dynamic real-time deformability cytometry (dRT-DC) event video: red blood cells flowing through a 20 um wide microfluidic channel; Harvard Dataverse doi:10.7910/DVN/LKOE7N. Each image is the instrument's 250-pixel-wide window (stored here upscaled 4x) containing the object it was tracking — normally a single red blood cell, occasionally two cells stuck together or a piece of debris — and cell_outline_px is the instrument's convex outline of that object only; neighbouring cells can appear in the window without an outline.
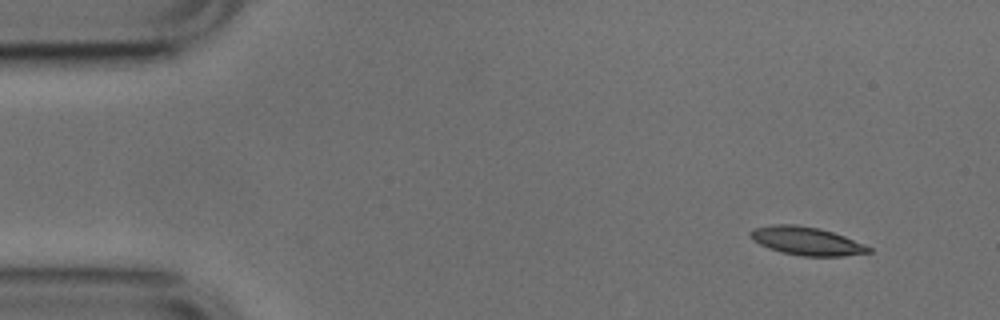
{"species": "common noctule bat (a hibernating species)", "species_latin": "Nyctalus noctula", "temperature_condition": "cold", "stored_images_in_passage": 4, "camera_frame_rate_fps": 3000, "um_per_image_px": 0.085, "animal": {"sex": "male", "body_mass_g": 17.9, "forearm_length_mm": 54.2}, "frame": {"image": 1, "passage_image": 2, "time_ms": 0.333, "image_size_px": [1000, 320], "cell_outline_px": [[872, 252], [840, 256], [804, 256], [780, 252], [768, 248], [752, 240], [748, 236], [748, 232], [752, 228], [772, 224], [796, 224], [820, 228], [844, 236], [864, 244], [872, 248]], "centroid_in_image_um": [68.5, 20.47], "position_along_channel_um": 16.5, "area_um2": 19.65}}
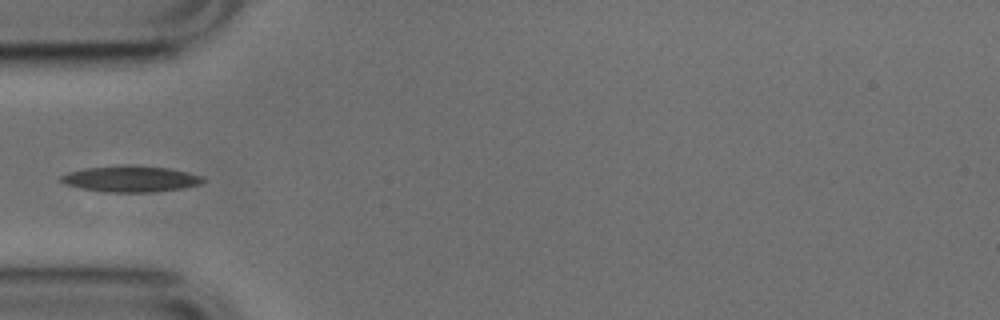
{"frame": {"image": 2, "passage_image": 4, "time_ms": 1.0, "image_size_px": [1000, 320], "cell_outline_px": [[208, 180], [200, 184], [184, 188], [152, 192], [104, 192], [80, 188], [68, 184], [60, 180], [60, 176], [68, 172], [84, 168], [116, 164], [128, 164], [168, 168], [188, 172], [204, 176]], "centroid_in_image_um": [11.14, 15.19], "position_along_channel_um": 73.9, "area_um2": 22.02}}